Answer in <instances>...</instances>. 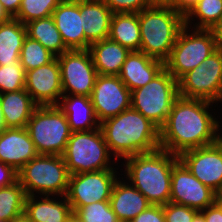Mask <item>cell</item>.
Returning a JSON list of instances; mask_svg holds the SVG:
<instances>
[{
    "label": "cell",
    "mask_w": 222,
    "mask_h": 222,
    "mask_svg": "<svg viewBox=\"0 0 222 222\" xmlns=\"http://www.w3.org/2000/svg\"><path fill=\"white\" fill-rule=\"evenodd\" d=\"M14 222H28L24 217L20 220L14 221Z\"/></svg>",
    "instance_id": "49"
},
{
    "label": "cell",
    "mask_w": 222,
    "mask_h": 222,
    "mask_svg": "<svg viewBox=\"0 0 222 222\" xmlns=\"http://www.w3.org/2000/svg\"><path fill=\"white\" fill-rule=\"evenodd\" d=\"M190 29L186 25L182 27L168 59L164 62V68L176 80L216 51L215 38L210 29Z\"/></svg>",
    "instance_id": "9"
},
{
    "label": "cell",
    "mask_w": 222,
    "mask_h": 222,
    "mask_svg": "<svg viewBox=\"0 0 222 222\" xmlns=\"http://www.w3.org/2000/svg\"><path fill=\"white\" fill-rule=\"evenodd\" d=\"M178 158L205 186L216 193L222 188V138L215 144L185 151Z\"/></svg>",
    "instance_id": "15"
},
{
    "label": "cell",
    "mask_w": 222,
    "mask_h": 222,
    "mask_svg": "<svg viewBox=\"0 0 222 222\" xmlns=\"http://www.w3.org/2000/svg\"><path fill=\"white\" fill-rule=\"evenodd\" d=\"M52 17L69 50L87 49L79 0H63L53 11Z\"/></svg>",
    "instance_id": "18"
},
{
    "label": "cell",
    "mask_w": 222,
    "mask_h": 222,
    "mask_svg": "<svg viewBox=\"0 0 222 222\" xmlns=\"http://www.w3.org/2000/svg\"><path fill=\"white\" fill-rule=\"evenodd\" d=\"M50 197L49 195H43V197L42 195L40 197L39 195L26 196L24 218L28 222H67L73 215V211L66 197ZM58 197H61L62 200Z\"/></svg>",
    "instance_id": "19"
},
{
    "label": "cell",
    "mask_w": 222,
    "mask_h": 222,
    "mask_svg": "<svg viewBox=\"0 0 222 222\" xmlns=\"http://www.w3.org/2000/svg\"><path fill=\"white\" fill-rule=\"evenodd\" d=\"M25 75L21 64L0 65V93L25 89Z\"/></svg>",
    "instance_id": "34"
},
{
    "label": "cell",
    "mask_w": 222,
    "mask_h": 222,
    "mask_svg": "<svg viewBox=\"0 0 222 222\" xmlns=\"http://www.w3.org/2000/svg\"><path fill=\"white\" fill-rule=\"evenodd\" d=\"M217 193L198 180L178 160L172 169L170 202L201 211L216 202Z\"/></svg>",
    "instance_id": "13"
},
{
    "label": "cell",
    "mask_w": 222,
    "mask_h": 222,
    "mask_svg": "<svg viewBox=\"0 0 222 222\" xmlns=\"http://www.w3.org/2000/svg\"><path fill=\"white\" fill-rule=\"evenodd\" d=\"M212 103L179 95L160 128V148L179 156L185 151L218 142L222 138L219 133L222 125L209 112L210 108L213 110Z\"/></svg>",
    "instance_id": "1"
},
{
    "label": "cell",
    "mask_w": 222,
    "mask_h": 222,
    "mask_svg": "<svg viewBox=\"0 0 222 222\" xmlns=\"http://www.w3.org/2000/svg\"><path fill=\"white\" fill-rule=\"evenodd\" d=\"M117 174L116 169H107L70 175L65 197L73 214L82 206L109 201Z\"/></svg>",
    "instance_id": "11"
},
{
    "label": "cell",
    "mask_w": 222,
    "mask_h": 222,
    "mask_svg": "<svg viewBox=\"0 0 222 222\" xmlns=\"http://www.w3.org/2000/svg\"><path fill=\"white\" fill-rule=\"evenodd\" d=\"M63 94L91 97L97 71L89 49L68 50L57 57Z\"/></svg>",
    "instance_id": "12"
},
{
    "label": "cell",
    "mask_w": 222,
    "mask_h": 222,
    "mask_svg": "<svg viewBox=\"0 0 222 222\" xmlns=\"http://www.w3.org/2000/svg\"><path fill=\"white\" fill-rule=\"evenodd\" d=\"M211 31L215 38L216 50L222 52V21L216 24Z\"/></svg>",
    "instance_id": "42"
},
{
    "label": "cell",
    "mask_w": 222,
    "mask_h": 222,
    "mask_svg": "<svg viewBox=\"0 0 222 222\" xmlns=\"http://www.w3.org/2000/svg\"><path fill=\"white\" fill-rule=\"evenodd\" d=\"M27 36L38 41L56 57L69 49L65 46L52 16L25 24Z\"/></svg>",
    "instance_id": "28"
},
{
    "label": "cell",
    "mask_w": 222,
    "mask_h": 222,
    "mask_svg": "<svg viewBox=\"0 0 222 222\" xmlns=\"http://www.w3.org/2000/svg\"><path fill=\"white\" fill-rule=\"evenodd\" d=\"M195 20L199 21L195 23ZM192 21H194L195 24H193ZM221 21L222 0H198L197 3L184 15V25L188 27L190 26V28L192 26L193 29L211 30Z\"/></svg>",
    "instance_id": "29"
},
{
    "label": "cell",
    "mask_w": 222,
    "mask_h": 222,
    "mask_svg": "<svg viewBox=\"0 0 222 222\" xmlns=\"http://www.w3.org/2000/svg\"><path fill=\"white\" fill-rule=\"evenodd\" d=\"M25 90L38 106L59 104L63 89L57 57L46 65L26 71Z\"/></svg>",
    "instance_id": "16"
},
{
    "label": "cell",
    "mask_w": 222,
    "mask_h": 222,
    "mask_svg": "<svg viewBox=\"0 0 222 222\" xmlns=\"http://www.w3.org/2000/svg\"><path fill=\"white\" fill-rule=\"evenodd\" d=\"M108 38L130 51H140L139 13H113Z\"/></svg>",
    "instance_id": "26"
},
{
    "label": "cell",
    "mask_w": 222,
    "mask_h": 222,
    "mask_svg": "<svg viewBox=\"0 0 222 222\" xmlns=\"http://www.w3.org/2000/svg\"><path fill=\"white\" fill-rule=\"evenodd\" d=\"M178 96V82L164 68L148 84L131 91V107L160 129Z\"/></svg>",
    "instance_id": "8"
},
{
    "label": "cell",
    "mask_w": 222,
    "mask_h": 222,
    "mask_svg": "<svg viewBox=\"0 0 222 222\" xmlns=\"http://www.w3.org/2000/svg\"><path fill=\"white\" fill-rule=\"evenodd\" d=\"M119 177L112 188L109 199L112 210L120 222H130L152 204L126 180Z\"/></svg>",
    "instance_id": "22"
},
{
    "label": "cell",
    "mask_w": 222,
    "mask_h": 222,
    "mask_svg": "<svg viewBox=\"0 0 222 222\" xmlns=\"http://www.w3.org/2000/svg\"><path fill=\"white\" fill-rule=\"evenodd\" d=\"M113 13H139L156 5L154 0H103Z\"/></svg>",
    "instance_id": "35"
},
{
    "label": "cell",
    "mask_w": 222,
    "mask_h": 222,
    "mask_svg": "<svg viewBox=\"0 0 222 222\" xmlns=\"http://www.w3.org/2000/svg\"><path fill=\"white\" fill-rule=\"evenodd\" d=\"M130 222H165L162 205H151Z\"/></svg>",
    "instance_id": "37"
},
{
    "label": "cell",
    "mask_w": 222,
    "mask_h": 222,
    "mask_svg": "<svg viewBox=\"0 0 222 222\" xmlns=\"http://www.w3.org/2000/svg\"><path fill=\"white\" fill-rule=\"evenodd\" d=\"M26 128L38 154L45 155L62 156L72 133L57 105L37 106Z\"/></svg>",
    "instance_id": "7"
},
{
    "label": "cell",
    "mask_w": 222,
    "mask_h": 222,
    "mask_svg": "<svg viewBox=\"0 0 222 222\" xmlns=\"http://www.w3.org/2000/svg\"><path fill=\"white\" fill-rule=\"evenodd\" d=\"M201 212L206 222H222V206L217 201Z\"/></svg>",
    "instance_id": "39"
},
{
    "label": "cell",
    "mask_w": 222,
    "mask_h": 222,
    "mask_svg": "<svg viewBox=\"0 0 222 222\" xmlns=\"http://www.w3.org/2000/svg\"><path fill=\"white\" fill-rule=\"evenodd\" d=\"M79 9L89 49L91 44L108 38L113 12L103 0H79Z\"/></svg>",
    "instance_id": "21"
},
{
    "label": "cell",
    "mask_w": 222,
    "mask_h": 222,
    "mask_svg": "<svg viewBox=\"0 0 222 222\" xmlns=\"http://www.w3.org/2000/svg\"><path fill=\"white\" fill-rule=\"evenodd\" d=\"M93 63L98 75L118 76L130 50L106 38L90 45Z\"/></svg>",
    "instance_id": "24"
},
{
    "label": "cell",
    "mask_w": 222,
    "mask_h": 222,
    "mask_svg": "<svg viewBox=\"0 0 222 222\" xmlns=\"http://www.w3.org/2000/svg\"><path fill=\"white\" fill-rule=\"evenodd\" d=\"M198 0H175L171 6L185 15Z\"/></svg>",
    "instance_id": "41"
},
{
    "label": "cell",
    "mask_w": 222,
    "mask_h": 222,
    "mask_svg": "<svg viewBox=\"0 0 222 222\" xmlns=\"http://www.w3.org/2000/svg\"><path fill=\"white\" fill-rule=\"evenodd\" d=\"M67 222H81L80 219L75 215L73 214L68 220Z\"/></svg>",
    "instance_id": "48"
},
{
    "label": "cell",
    "mask_w": 222,
    "mask_h": 222,
    "mask_svg": "<svg viewBox=\"0 0 222 222\" xmlns=\"http://www.w3.org/2000/svg\"><path fill=\"white\" fill-rule=\"evenodd\" d=\"M38 155L27 128H7L0 134V162L18 172Z\"/></svg>",
    "instance_id": "17"
},
{
    "label": "cell",
    "mask_w": 222,
    "mask_h": 222,
    "mask_svg": "<svg viewBox=\"0 0 222 222\" xmlns=\"http://www.w3.org/2000/svg\"><path fill=\"white\" fill-rule=\"evenodd\" d=\"M109 151L116 160L160 148V129L132 107L100 123Z\"/></svg>",
    "instance_id": "2"
},
{
    "label": "cell",
    "mask_w": 222,
    "mask_h": 222,
    "mask_svg": "<svg viewBox=\"0 0 222 222\" xmlns=\"http://www.w3.org/2000/svg\"><path fill=\"white\" fill-rule=\"evenodd\" d=\"M63 0H21L15 19L22 24L52 16L53 11Z\"/></svg>",
    "instance_id": "32"
},
{
    "label": "cell",
    "mask_w": 222,
    "mask_h": 222,
    "mask_svg": "<svg viewBox=\"0 0 222 222\" xmlns=\"http://www.w3.org/2000/svg\"><path fill=\"white\" fill-rule=\"evenodd\" d=\"M56 56L38 41L26 36L19 61L25 71H29L52 62Z\"/></svg>",
    "instance_id": "31"
},
{
    "label": "cell",
    "mask_w": 222,
    "mask_h": 222,
    "mask_svg": "<svg viewBox=\"0 0 222 222\" xmlns=\"http://www.w3.org/2000/svg\"><path fill=\"white\" fill-rule=\"evenodd\" d=\"M179 95L217 104L222 102V52L215 51L178 80Z\"/></svg>",
    "instance_id": "10"
},
{
    "label": "cell",
    "mask_w": 222,
    "mask_h": 222,
    "mask_svg": "<svg viewBox=\"0 0 222 222\" xmlns=\"http://www.w3.org/2000/svg\"><path fill=\"white\" fill-rule=\"evenodd\" d=\"M0 103L7 128H25L38 106L25 89L0 93Z\"/></svg>",
    "instance_id": "25"
},
{
    "label": "cell",
    "mask_w": 222,
    "mask_h": 222,
    "mask_svg": "<svg viewBox=\"0 0 222 222\" xmlns=\"http://www.w3.org/2000/svg\"><path fill=\"white\" fill-rule=\"evenodd\" d=\"M165 222H192L198 210L185 205L168 202L163 205Z\"/></svg>",
    "instance_id": "36"
},
{
    "label": "cell",
    "mask_w": 222,
    "mask_h": 222,
    "mask_svg": "<svg viewBox=\"0 0 222 222\" xmlns=\"http://www.w3.org/2000/svg\"><path fill=\"white\" fill-rule=\"evenodd\" d=\"M91 101L101 123L131 107V91L119 76L97 75Z\"/></svg>",
    "instance_id": "14"
},
{
    "label": "cell",
    "mask_w": 222,
    "mask_h": 222,
    "mask_svg": "<svg viewBox=\"0 0 222 222\" xmlns=\"http://www.w3.org/2000/svg\"><path fill=\"white\" fill-rule=\"evenodd\" d=\"M26 194L17 181L0 190V220L14 222L24 217Z\"/></svg>",
    "instance_id": "30"
},
{
    "label": "cell",
    "mask_w": 222,
    "mask_h": 222,
    "mask_svg": "<svg viewBox=\"0 0 222 222\" xmlns=\"http://www.w3.org/2000/svg\"><path fill=\"white\" fill-rule=\"evenodd\" d=\"M192 222H206V221H205V217H204V215L202 214L201 211H198V212L194 215Z\"/></svg>",
    "instance_id": "45"
},
{
    "label": "cell",
    "mask_w": 222,
    "mask_h": 222,
    "mask_svg": "<svg viewBox=\"0 0 222 222\" xmlns=\"http://www.w3.org/2000/svg\"><path fill=\"white\" fill-rule=\"evenodd\" d=\"M178 160L177 155L162 148L139 153L124 159V176L152 205L163 206L170 202L171 174Z\"/></svg>",
    "instance_id": "3"
},
{
    "label": "cell",
    "mask_w": 222,
    "mask_h": 222,
    "mask_svg": "<svg viewBox=\"0 0 222 222\" xmlns=\"http://www.w3.org/2000/svg\"><path fill=\"white\" fill-rule=\"evenodd\" d=\"M140 51L165 62L184 26V15L171 5L156 4L139 12Z\"/></svg>",
    "instance_id": "4"
},
{
    "label": "cell",
    "mask_w": 222,
    "mask_h": 222,
    "mask_svg": "<svg viewBox=\"0 0 222 222\" xmlns=\"http://www.w3.org/2000/svg\"><path fill=\"white\" fill-rule=\"evenodd\" d=\"M17 176L26 196L37 193L65 196L70 173L62 156L38 154L17 172Z\"/></svg>",
    "instance_id": "6"
},
{
    "label": "cell",
    "mask_w": 222,
    "mask_h": 222,
    "mask_svg": "<svg viewBox=\"0 0 222 222\" xmlns=\"http://www.w3.org/2000/svg\"><path fill=\"white\" fill-rule=\"evenodd\" d=\"M74 214L81 222H120L109 201L82 206Z\"/></svg>",
    "instance_id": "33"
},
{
    "label": "cell",
    "mask_w": 222,
    "mask_h": 222,
    "mask_svg": "<svg viewBox=\"0 0 222 222\" xmlns=\"http://www.w3.org/2000/svg\"><path fill=\"white\" fill-rule=\"evenodd\" d=\"M18 181L17 172L9 165L0 162V190Z\"/></svg>",
    "instance_id": "38"
},
{
    "label": "cell",
    "mask_w": 222,
    "mask_h": 222,
    "mask_svg": "<svg viewBox=\"0 0 222 222\" xmlns=\"http://www.w3.org/2000/svg\"><path fill=\"white\" fill-rule=\"evenodd\" d=\"M7 13L15 18L19 12L21 0H0Z\"/></svg>",
    "instance_id": "40"
},
{
    "label": "cell",
    "mask_w": 222,
    "mask_h": 222,
    "mask_svg": "<svg viewBox=\"0 0 222 222\" xmlns=\"http://www.w3.org/2000/svg\"><path fill=\"white\" fill-rule=\"evenodd\" d=\"M164 69V62L141 51H130L118 75L130 91L148 84Z\"/></svg>",
    "instance_id": "20"
},
{
    "label": "cell",
    "mask_w": 222,
    "mask_h": 222,
    "mask_svg": "<svg viewBox=\"0 0 222 222\" xmlns=\"http://www.w3.org/2000/svg\"><path fill=\"white\" fill-rule=\"evenodd\" d=\"M156 4L171 5L175 0H154Z\"/></svg>",
    "instance_id": "46"
},
{
    "label": "cell",
    "mask_w": 222,
    "mask_h": 222,
    "mask_svg": "<svg viewBox=\"0 0 222 222\" xmlns=\"http://www.w3.org/2000/svg\"><path fill=\"white\" fill-rule=\"evenodd\" d=\"M216 201L222 206V188L217 192Z\"/></svg>",
    "instance_id": "47"
},
{
    "label": "cell",
    "mask_w": 222,
    "mask_h": 222,
    "mask_svg": "<svg viewBox=\"0 0 222 222\" xmlns=\"http://www.w3.org/2000/svg\"><path fill=\"white\" fill-rule=\"evenodd\" d=\"M26 36L25 24L15 18L0 24V65L21 64L20 52Z\"/></svg>",
    "instance_id": "27"
},
{
    "label": "cell",
    "mask_w": 222,
    "mask_h": 222,
    "mask_svg": "<svg viewBox=\"0 0 222 222\" xmlns=\"http://www.w3.org/2000/svg\"><path fill=\"white\" fill-rule=\"evenodd\" d=\"M57 105L65 114L72 132L100 128L91 97L63 94Z\"/></svg>",
    "instance_id": "23"
},
{
    "label": "cell",
    "mask_w": 222,
    "mask_h": 222,
    "mask_svg": "<svg viewBox=\"0 0 222 222\" xmlns=\"http://www.w3.org/2000/svg\"><path fill=\"white\" fill-rule=\"evenodd\" d=\"M11 19H12V17L7 13L4 6L0 2V24L6 23Z\"/></svg>",
    "instance_id": "43"
},
{
    "label": "cell",
    "mask_w": 222,
    "mask_h": 222,
    "mask_svg": "<svg viewBox=\"0 0 222 222\" xmlns=\"http://www.w3.org/2000/svg\"><path fill=\"white\" fill-rule=\"evenodd\" d=\"M7 129L3 111H2V106L0 103V134L3 133Z\"/></svg>",
    "instance_id": "44"
},
{
    "label": "cell",
    "mask_w": 222,
    "mask_h": 222,
    "mask_svg": "<svg viewBox=\"0 0 222 222\" xmlns=\"http://www.w3.org/2000/svg\"><path fill=\"white\" fill-rule=\"evenodd\" d=\"M110 154L103 132L101 128H97L91 131L72 132L62 157L72 175L107 169L118 170L119 168H114L117 160ZM111 159L114 162L110 161Z\"/></svg>",
    "instance_id": "5"
}]
</instances>
